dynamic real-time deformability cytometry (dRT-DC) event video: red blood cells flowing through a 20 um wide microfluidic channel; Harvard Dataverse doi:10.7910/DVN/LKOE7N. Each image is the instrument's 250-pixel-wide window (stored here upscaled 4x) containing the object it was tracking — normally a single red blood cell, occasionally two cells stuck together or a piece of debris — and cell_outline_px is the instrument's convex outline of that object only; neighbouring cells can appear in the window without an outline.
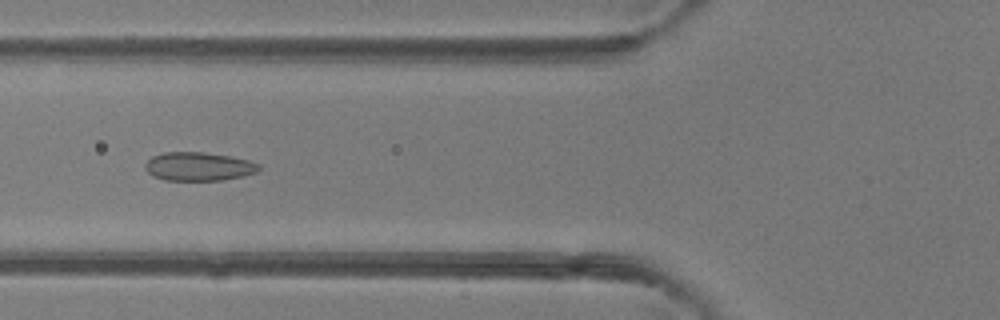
{"species": "common noctule bat (a hibernating species)", "species_latin": "Nyctalus noctula", "temperature_condition": "room temperature", "stored_images_in_passage": 49, "camera_frame_rate_fps": 3000, "um_per_image_px": 0.085, "animal": {"sex": "female"}, "frame": {"image": 1, "passage_image": 19, "time_ms": 6.0, "image_size_px": [1000, 320], "cell_outline_px": [[260, 168], [256, 172], [244, 176], [220, 180], [164, 180], [152, 176], [144, 168], [144, 164], [152, 156], [164, 152], [204, 152], [228, 156], [248, 160], [260, 164]], "centroid_in_image_um": [16.85, 14.15], "position_along_channel_um": 108.9, "area_um2": 18.96}}
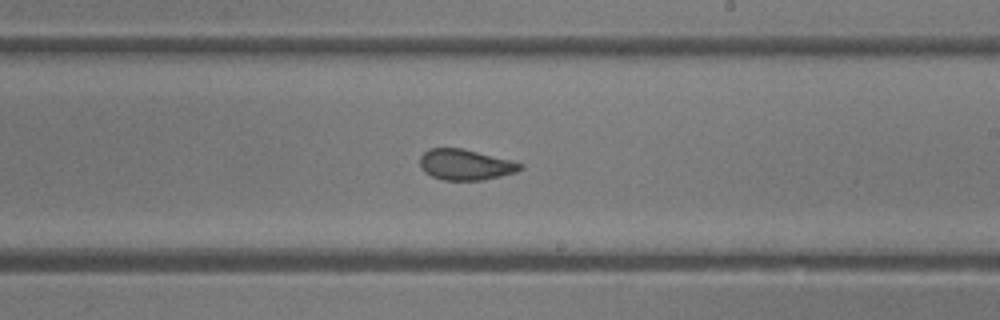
{"frame": {"image": 2, "passage_image": 29, "time_ms": 9.333, "image_size_px": [1000, 320], "cell_outline_px": [[524, 168], [516, 172], [484, 180], [444, 180], [432, 176], [424, 172], [420, 168], [420, 156], [428, 148], [460, 148], [524, 164]], "centroid_in_image_um": [39.53, 14.01], "position_along_channel_um": 249.5, "area_um2": 17.8}}
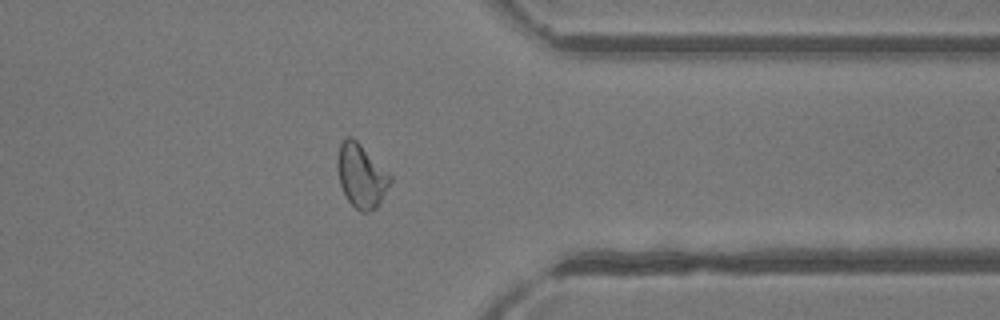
{"frame": {"image": 3, "passage_image": 39, "time_ms": 12.667, "image_size_px": [1000, 320], "cell_outline_px": [[392, 180], [376, 208], [372, 212], [360, 212], [348, 200], [340, 184], [336, 164], [336, 160], [340, 144], [344, 136], [352, 136], [392, 176]], "centroid_in_image_um": [30.69, 14.93], "position_along_channel_um": 380.7, "area_um2": 19.48}, "authors_computed_cell_mechanics": {"area_um2": 20.23, "velocity_mm_per_s": 4.2106, "shape_relaxation_time_tau1_ms": 5.2806, "shape_relaxation_time_tau2_ms": 1.0058, "deformation_change_tau1": 0.1283, "deformation_change_tau2": 0.0583}}